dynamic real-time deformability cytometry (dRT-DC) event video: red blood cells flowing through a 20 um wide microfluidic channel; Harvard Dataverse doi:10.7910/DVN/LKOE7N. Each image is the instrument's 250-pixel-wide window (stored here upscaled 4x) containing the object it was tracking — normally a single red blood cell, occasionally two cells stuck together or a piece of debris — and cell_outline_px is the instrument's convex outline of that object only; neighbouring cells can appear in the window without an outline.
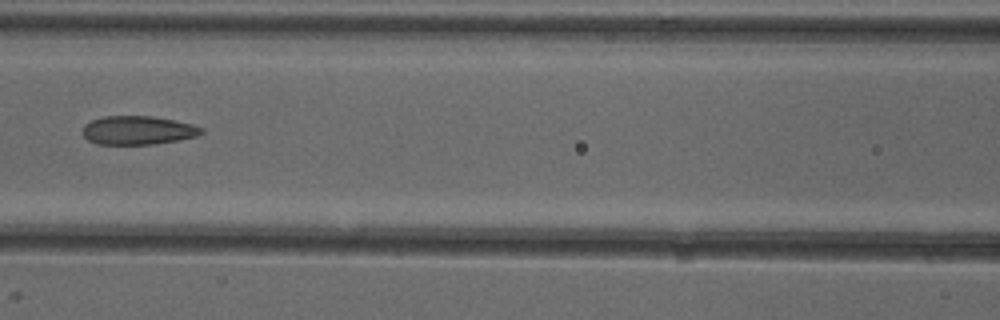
{"species": "common noctule bat (a hibernating species)", "species_latin": "Nyctalus noctula", "temperature_condition": "cold", "stored_images_in_passage": 7, "camera_frame_rate_fps": 3000, "um_per_image_px": 0.085, "animal": {"sex": "female"}, "frame": {"image": 1, "passage_image": 6, "time_ms": 7.333, "image_size_px": [1000, 320], "cell_outline_px": [[204, 132], [196, 136], [180, 140], [152, 144], [96, 144], [88, 140], [80, 132], [84, 124], [92, 120], [104, 116], [152, 116], [176, 120], [192, 124], [204, 128]], "centroid_in_image_um": [11.71, 11.07], "position_along_channel_um": 154.9, "area_um2": 20.06}}
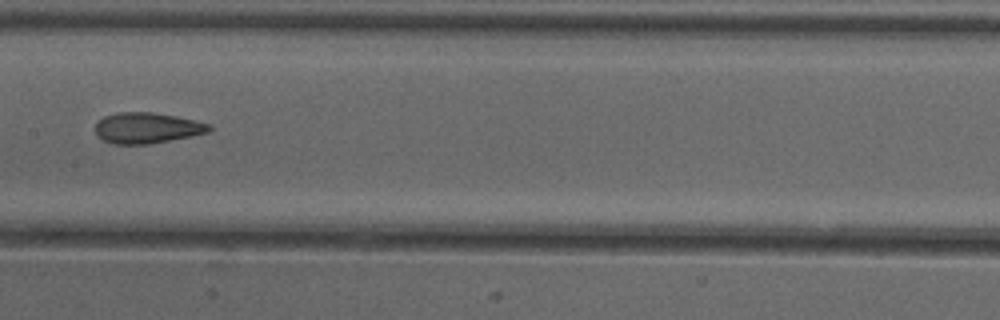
{"frame": {"image": 2, "passage_image": 7, "time_ms": 8.333, "image_size_px": [1000, 320], "cell_outline_px": [[212, 128], [208, 132], [192, 136], [148, 144], [112, 144], [96, 136], [96, 124], [104, 116], [120, 112], [152, 112], [176, 116], [212, 124]], "centroid_in_image_um": [12.5, 10.87], "position_along_channel_um": 194.9, "area_um2": 20.4}}